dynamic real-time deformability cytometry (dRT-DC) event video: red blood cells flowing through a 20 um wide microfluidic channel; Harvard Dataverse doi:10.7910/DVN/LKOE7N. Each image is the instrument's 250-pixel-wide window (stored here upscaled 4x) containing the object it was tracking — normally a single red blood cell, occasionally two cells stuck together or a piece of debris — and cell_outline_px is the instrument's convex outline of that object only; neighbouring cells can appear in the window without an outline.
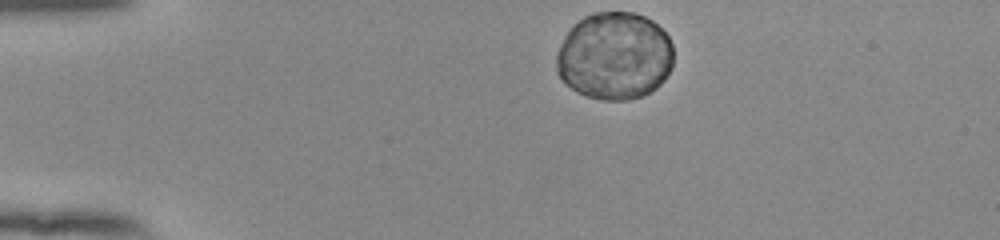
{"species": "human", "species_latin": "Homo sapiens", "temperature_condition": "room temperature", "stored_images_in_passage": 44, "camera_frame_rate_fps": 3000, "um_per_image_px": 0.085, "donor": {"sex": "female"}, "frame": {"image": 1, "passage_image": 1, "time_ms": 0.0, "image_size_px": [1000, 240], "cell_outline_px": [[672, 64], [664, 80], [656, 88], [640, 96], [628, 100], [604, 100], [584, 96], [576, 92], [556, 72], [556, 56], [564, 36], [584, 16], [596, 12], [632, 12], [644, 16], [652, 20], [668, 36], [672, 44]], "centroid_in_image_um": [52.23, 4.76], "position_along_channel_um": 32.8, "area_um2": 59.53}}
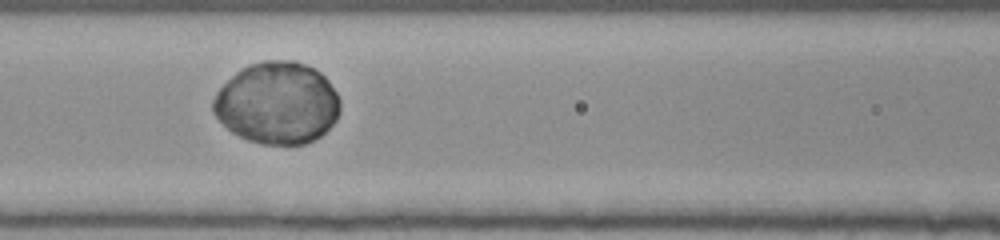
{"frame": {"image": 2, "passage_image": 15, "time_ms": 4.667, "image_size_px": [1000, 240], "cell_outline_px": [[340, 112], [336, 120], [320, 136], [304, 144], [264, 144], [248, 140], [232, 132], [212, 112], [212, 100], [216, 92], [236, 72], [252, 64], [264, 60], [292, 60], [304, 64], [320, 72], [328, 80], [336, 92], [340, 100]], "centroid_in_image_um": [23.57, 8.76], "position_along_channel_um": 143.0, "area_um2": 60.34}}
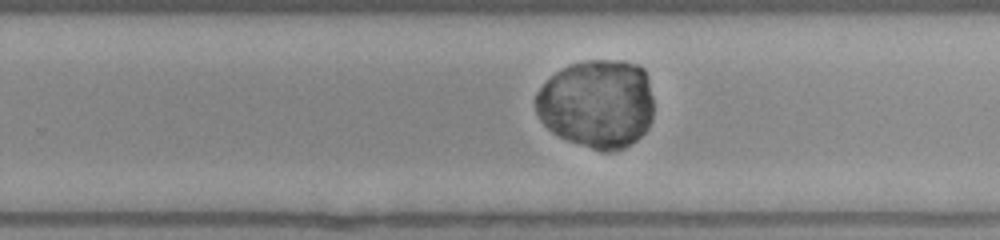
{"frame": {"image": 3, "passage_image": 26, "time_ms": 8.333, "image_size_px": [1000, 240], "cell_outline_px": [[652, 120], [648, 128], [636, 140], [620, 148], [592, 148], [568, 140], [552, 132], [540, 120], [536, 112], [536, 92], [556, 72], [572, 64], [588, 60], [624, 60], [636, 64], [644, 68], [648, 80], [652, 96]], "centroid_in_image_um": [50.76, 8.78], "position_along_channel_um": 279.0, "area_um2": 60.4}}